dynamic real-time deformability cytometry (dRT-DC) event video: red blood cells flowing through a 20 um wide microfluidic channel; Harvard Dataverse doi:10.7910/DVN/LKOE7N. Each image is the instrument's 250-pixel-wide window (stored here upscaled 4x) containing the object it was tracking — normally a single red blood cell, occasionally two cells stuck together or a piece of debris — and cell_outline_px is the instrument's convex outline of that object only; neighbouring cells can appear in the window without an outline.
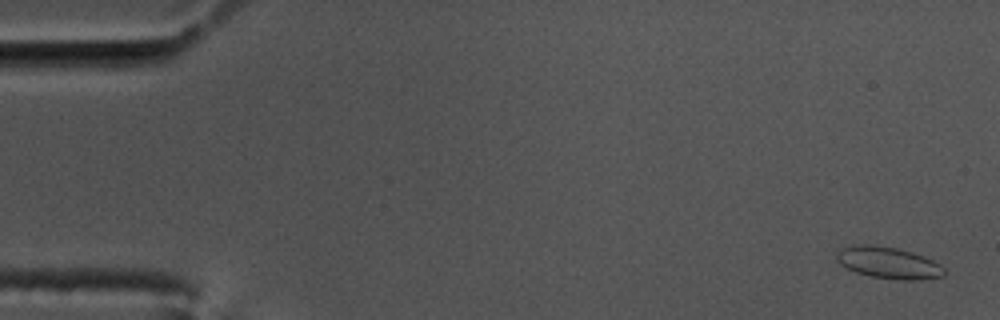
{"species": "common noctule bat (a hibernating species)", "species_latin": "Nyctalus noctula", "temperature_condition": "cold", "stored_images_in_passage": 58, "camera_frame_rate_fps": 3000, "um_per_image_px": 0.085, "animal": {"sex": "male", "body_mass_g": 17.5, "forearm_length_mm": 52.3}, "frame": {"image": 1, "passage_image": 2, "time_ms": 0.333, "image_size_px": [1000, 320], "cell_outline_px": [[948, 272], [944, 276], [920, 280], [900, 280], [872, 276], [856, 272], [840, 264], [836, 260], [836, 252], [844, 248], [860, 244], [872, 244], [896, 248], [912, 252], [932, 260], [940, 264]], "centroid_in_image_um": [75.56, 22.34], "position_along_channel_um": 9.4, "area_um2": 19.83}}
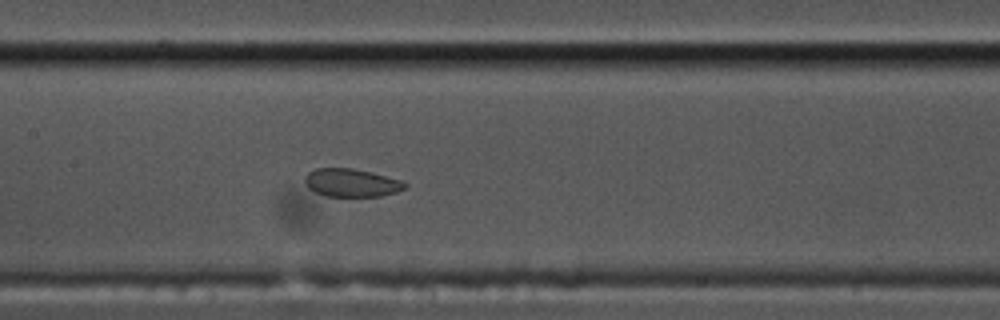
{"frame": {"image": 2, "passage_image": 28, "time_ms": 9.0, "image_size_px": [1000, 320], "cell_outline_px": [[408, 188], [396, 192], [380, 196], [324, 196], [308, 188], [304, 180], [304, 176], [308, 172], [316, 168], [352, 168], [400, 180], [408, 184]], "centroid_in_image_um": [29.85, 15.54], "position_along_channel_um": 177.5, "area_um2": 16.3}}
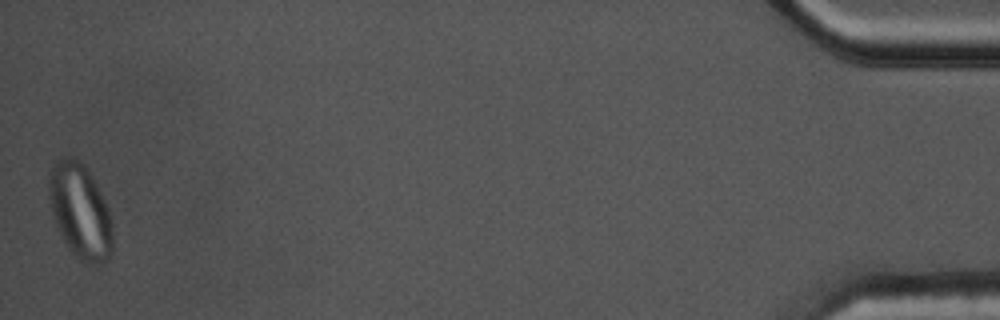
{"frame": {"image": 3, "passage_image": 58, "time_ms": 19.0, "image_size_px": [1000, 320], "cell_outline_px": [[112, 252], [108, 260], [104, 264], [84, 264], [68, 248], [52, 216], [48, 196], [48, 180], [52, 164], [56, 160], [64, 156], [68, 156], [76, 160], [88, 172], [104, 200], [108, 208], [112, 224]], "centroid_in_image_um": [6.79, 18.0], "position_along_channel_um": 428.4, "area_um2": 35.03}}